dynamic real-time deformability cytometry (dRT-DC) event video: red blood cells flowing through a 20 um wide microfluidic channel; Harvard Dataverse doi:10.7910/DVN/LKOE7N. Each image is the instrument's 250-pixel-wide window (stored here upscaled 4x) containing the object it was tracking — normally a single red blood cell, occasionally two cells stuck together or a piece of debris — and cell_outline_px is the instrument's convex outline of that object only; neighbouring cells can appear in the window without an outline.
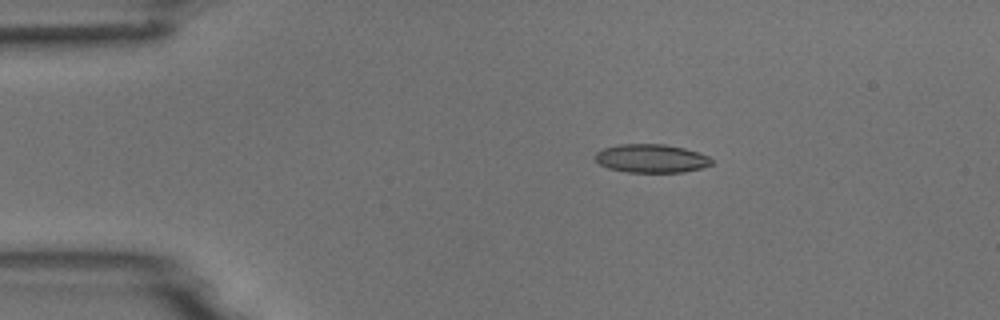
{"species": "common noctule bat (a hibernating species)", "species_latin": "Nyctalus noctula", "temperature_condition": "room temperature", "stored_images_in_passage": 7, "camera_frame_rate_fps": 3000, "um_per_image_px": 0.085, "animal": {"sex": "male", "body_mass_g": 18.8}, "frame": {"image": 1, "passage_image": 3, "time_ms": 3.0, "image_size_px": [1000, 320], "cell_outline_px": [[712, 164], [700, 168], [684, 172], [628, 172], [608, 168], [600, 164], [596, 160], [596, 152], [604, 148], [620, 144], [664, 144], [684, 148], [708, 156], [712, 160]], "centroid_in_image_um": [55.35, 13.47], "position_along_channel_um": 29.6, "area_um2": 19.13}}
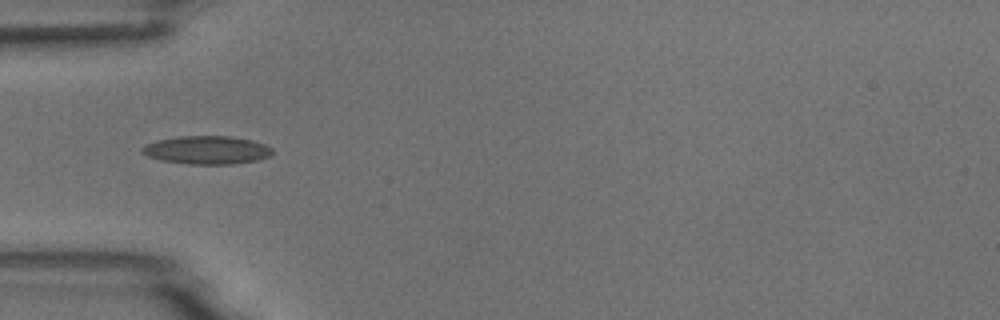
{"frame": {"image": 2, "passage_image": 5, "time_ms": 5.333, "image_size_px": [1000, 320], "cell_outline_px": [[272, 152], [268, 156], [256, 160], [232, 164], [188, 164], [160, 160], [148, 156], [140, 152], [140, 148], [156, 140], [180, 136], [232, 136], [252, 140], [264, 144], [272, 148]], "centroid_in_image_um": [17.55, 12.75], "position_along_channel_um": 67.4, "area_um2": 21.39}}